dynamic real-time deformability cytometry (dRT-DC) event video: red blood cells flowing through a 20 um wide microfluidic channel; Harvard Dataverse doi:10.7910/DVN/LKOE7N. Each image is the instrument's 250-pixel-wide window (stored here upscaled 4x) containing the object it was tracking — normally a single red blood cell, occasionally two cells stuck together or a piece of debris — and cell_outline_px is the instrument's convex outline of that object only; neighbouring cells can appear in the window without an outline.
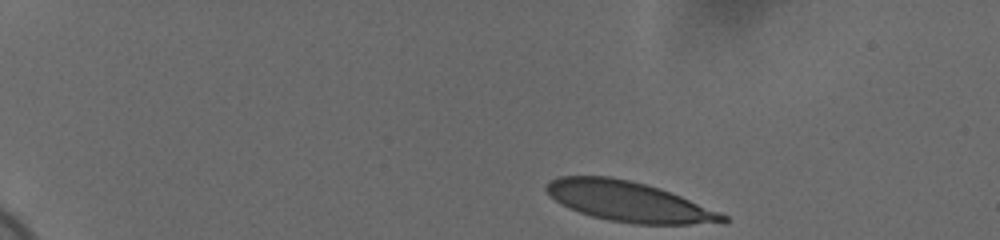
{"species": "human", "species_latin": "Homo sapiens", "temperature_condition": "cold", "stored_images_in_passage": 48, "camera_frame_rate_fps": 3000, "um_per_image_px": 0.085, "donor": {"sex": "female"}, "frame": {"image": 1, "passage_image": 1, "time_ms": 0.0, "image_size_px": [1000, 240], "cell_outline_px": [[728, 220], [724, 224], [636, 224], [608, 220], [592, 216], [568, 208], [556, 200], [544, 188], [552, 180], [560, 176], [608, 176], [632, 180], [660, 188], [720, 212], [728, 216]], "centroid_in_image_um": [53.5, 17.14], "position_along_channel_um": 31.5, "area_um2": 41.1}}
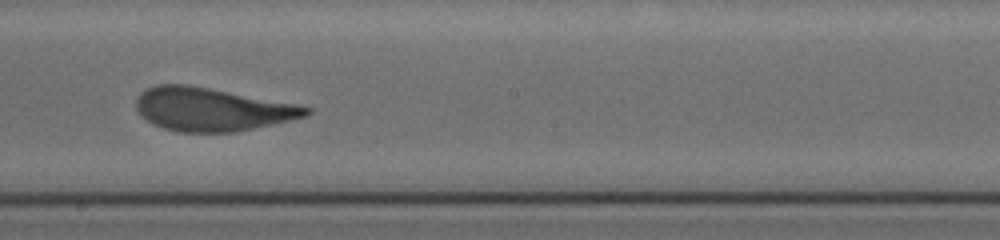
{"frame": {"image": 2, "passage_image": 26, "time_ms": 8.333, "image_size_px": [1000, 240], "cell_outline_px": [[312, 112], [308, 116], [236, 132], [176, 132], [152, 124], [136, 108], [136, 96], [144, 88], [156, 84], [188, 84], [296, 104], [312, 108]], "centroid_in_image_um": [17.98, 9.28], "position_along_channel_um": 230.2, "area_um2": 42.83}}
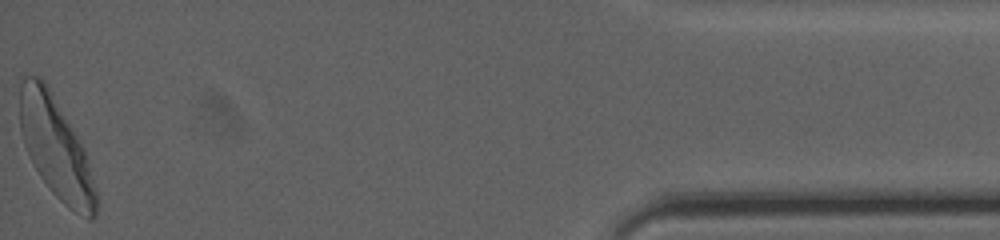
{"frame": {"image": 3, "passage_image": 48, "time_ms": 15.667, "image_size_px": [1000, 240], "cell_outline_px": [[96, 216], [92, 220], [88, 220], [68, 208], [48, 188], [40, 176], [24, 144], [20, 132], [20, 84], [24, 76], [40, 76], [48, 84], [76, 136], [84, 152], [96, 192]], "centroid_in_image_um": [4.71, 12.56], "position_along_channel_um": 430.5, "area_um2": 43.99}, "authors_computed_cell_mechanics": {"area_um2": 43.3211, "velocity_mm_per_s": 3.6686, "shape_relaxation_time_tau1_ms": 3.3424, "shape_relaxation_time_tau2_ms": null, "deformation_change_tau1": 0.1709, "deformation_change_tau2": null}}